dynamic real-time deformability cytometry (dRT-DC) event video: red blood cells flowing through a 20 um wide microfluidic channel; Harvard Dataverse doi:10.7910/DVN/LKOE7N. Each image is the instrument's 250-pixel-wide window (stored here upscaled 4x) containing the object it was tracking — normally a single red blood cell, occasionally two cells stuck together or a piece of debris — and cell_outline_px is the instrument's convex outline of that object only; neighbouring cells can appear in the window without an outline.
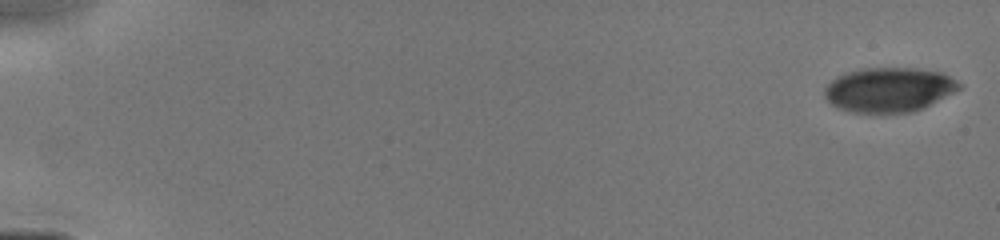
{"species": "human", "species_latin": "Homo sapiens", "temperature_condition": "cold", "stored_images_in_passage": 20, "camera_frame_rate_fps": 3000, "um_per_image_px": 0.085, "donor": {"sex": "male"}, "frame": {"image": 1, "passage_image": 1, "time_ms": 0.0, "image_size_px": [1000, 240], "cell_outline_px": [[964, 84], [960, 88], [924, 108], [912, 112], [852, 112], [836, 108], [824, 96], [824, 88], [836, 76], [848, 72], [864, 68], [916, 68], [940, 72]], "centroid_in_image_um": [75.55, 7.62], "position_along_channel_um": 9.4, "area_um2": 34.8}}
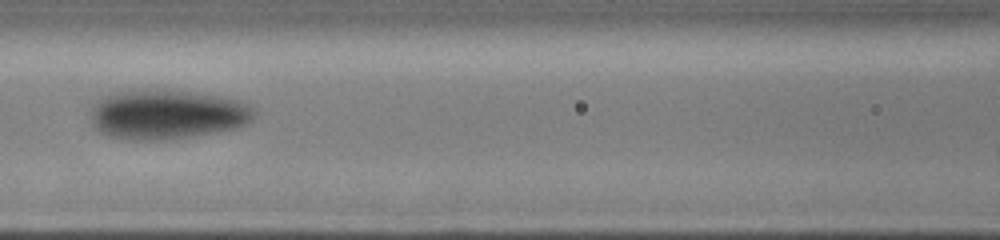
{"frame": {"image": 2, "passage_image": 17, "time_ms": 7.333, "image_size_px": [1000, 240], "cell_outline_px": [[256, 112], [252, 120], [248, 124], [240, 128], [216, 132], [164, 140], [124, 140], [108, 136], [100, 132], [92, 124], [88, 108], [96, 100], [112, 92], [140, 88], [172, 88], [244, 100]], "centroid_in_image_um": [14.17, 9.69], "position_along_channel_um": 152.4, "area_um2": 48.96}}
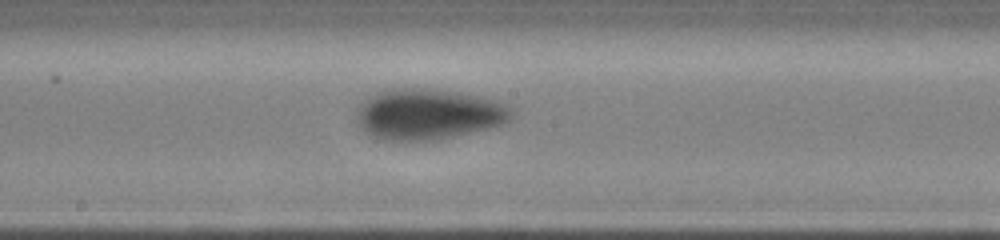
{"frame": {"image": 3, "passage_image": 20, "time_ms": 8.667, "image_size_px": [1000, 240], "cell_outline_px": [[512, 116], [504, 124], [488, 128], [436, 140], [380, 140], [372, 136], [356, 124], [356, 108], [360, 104], [376, 92], [392, 88], [432, 88], [456, 92], [496, 100], [508, 104], [512, 108]], "centroid_in_image_um": [36.37, 9.7], "position_along_channel_um": 211.8, "area_um2": 46.01}}